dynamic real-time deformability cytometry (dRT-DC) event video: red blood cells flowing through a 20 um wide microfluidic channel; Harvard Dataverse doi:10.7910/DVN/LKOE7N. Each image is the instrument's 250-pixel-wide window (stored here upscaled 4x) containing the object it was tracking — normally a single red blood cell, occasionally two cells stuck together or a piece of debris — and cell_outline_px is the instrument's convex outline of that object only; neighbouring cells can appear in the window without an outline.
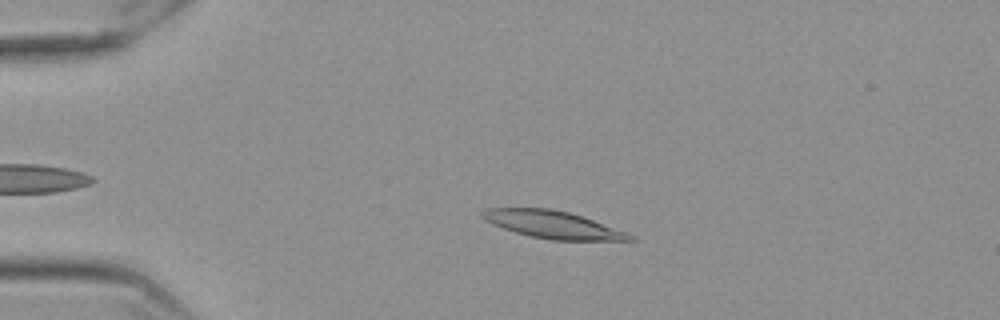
{"species": "Egyptian fruit bat (a non-hibernating species)", "species_latin": "Rousettus aegyptiacus", "temperature_condition": "cold", "stored_images_in_passage": 46, "camera_frame_rate_fps": 3000, "um_per_image_px": 0.085, "frame": {"image": 1, "passage_image": 12, "time_ms": 3.667, "image_size_px": [1000, 320], "cell_outline_px": [[636, 240], [548, 240], [516, 232], [492, 224], [484, 220], [480, 216], [480, 212], [488, 208], [552, 208], [568, 212], [592, 220], [636, 236]], "centroid_in_image_um": [46.94, 19.09], "position_along_channel_um": 38.1, "area_um2": 23.29}}
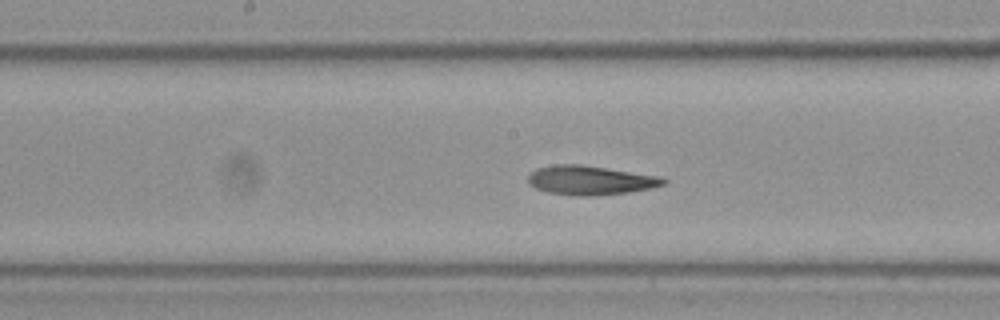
{"frame": {"image": 2, "passage_image": 29, "time_ms": 9.333, "image_size_px": [1000, 320], "cell_outline_px": [[668, 184], [652, 188], [628, 192], [588, 196], [576, 196], [548, 192], [536, 188], [528, 184], [528, 176], [536, 168], [556, 164], [580, 164], [660, 176], [668, 180]], "centroid_in_image_um": [50.2, 15.32], "position_along_channel_um": 198.0, "area_um2": 23.06}}
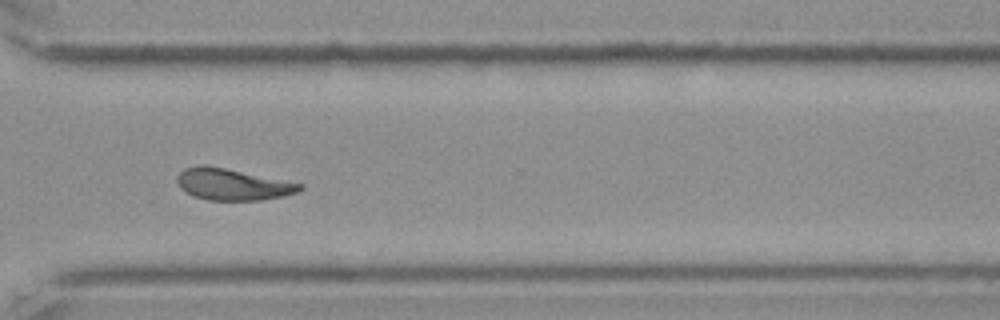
{"frame": {"image": 3, "passage_image": 42, "time_ms": 13.667, "image_size_px": [1000, 320], "cell_outline_px": [[304, 188], [296, 192], [284, 196], [260, 200], [208, 200], [192, 196], [180, 188], [176, 180], [176, 176], [184, 168], [196, 164], [204, 164], [304, 184]], "centroid_in_image_um": [19.72, 15.67], "position_along_channel_um": 350.9, "area_um2": 22.6}, "authors_computed_cell_mechanics": {"area_um2": 23.2934, "velocity_mm_per_s": 3.5259, "shape_relaxation_time_tau1_ms": null, "shape_relaxation_time_tau2_ms": 3.6295, "deformation_change_tau1": null, "deformation_change_tau2": 0.1113}}